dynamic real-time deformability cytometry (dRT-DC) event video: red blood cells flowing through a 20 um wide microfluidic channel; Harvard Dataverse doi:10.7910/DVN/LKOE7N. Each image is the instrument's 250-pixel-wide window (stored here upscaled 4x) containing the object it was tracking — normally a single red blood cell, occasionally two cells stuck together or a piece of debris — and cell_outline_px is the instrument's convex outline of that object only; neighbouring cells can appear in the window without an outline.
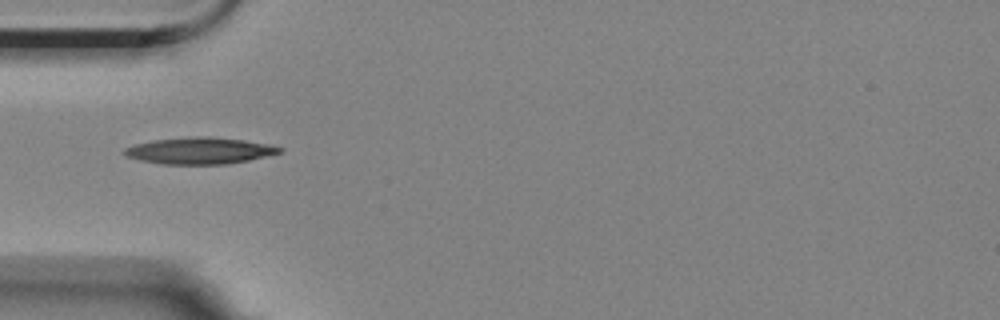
{"species": "Egyptian fruit bat (a non-hibernating species)", "species_latin": "Rousettus aegyptiacus", "temperature_condition": "room temperature", "stored_images_in_passage": 5, "camera_frame_rate_fps": 3000, "um_per_image_px": 0.085, "animal": {"sex": "female"}, "frame": {"image": 1, "passage_image": 1, "time_ms": 0.0, "image_size_px": [1000, 320], "cell_outline_px": [[284, 148], [280, 152], [248, 160], [228, 164], [160, 164], [140, 160], [124, 156], [120, 152], [124, 148], [136, 144], [152, 140], [196, 136], [208, 136], [244, 140], [268, 144]], "centroid_in_image_um": [16.9, 12.81], "position_along_channel_um": 68.1, "area_um2": 24.04}}
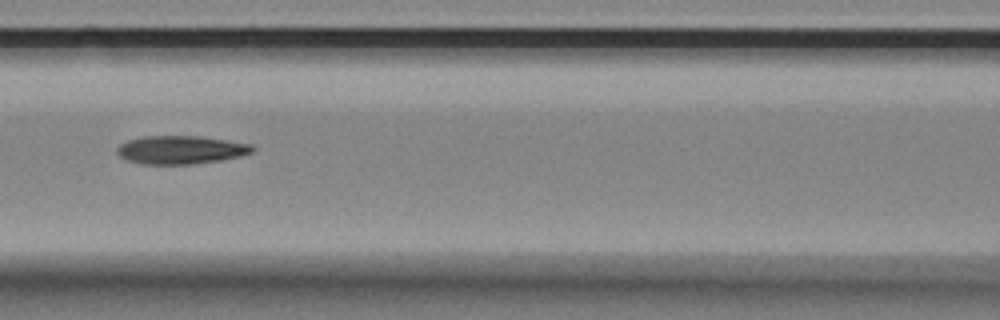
{"frame": {"image": 2, "passage_image": 3, "time_ms": 2.333, "image_size_px": [1000, 320], "cell_outline_px": [[256, 148], [252, 152], [240, 156], [220, 160], [192, 164], [144, 164], [128, 160], [120, 156], [116, 152], [116, 148], [120, 144], [128, 140], [144, 136], [200, 136], [252, 144]], "centroid_in_image_um": [15.37, 12.73], "position_along_channel_um": 151.2, "area_um2": 22.25}}
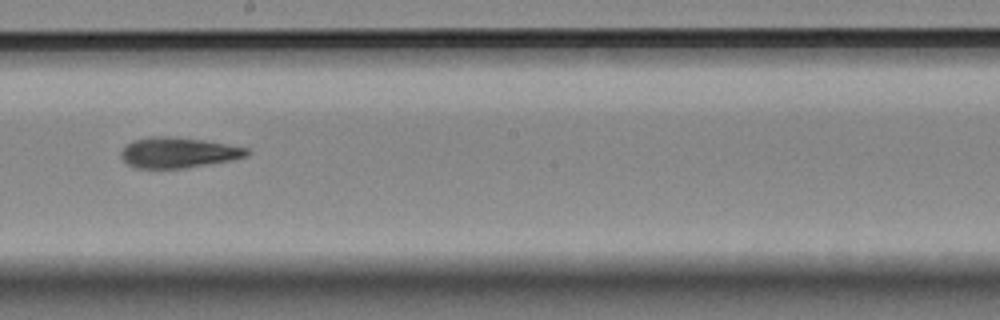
{"frame": {"image": 3, "passage_image": 5, "time_ms": 4.667, "image_size_px": [1000, 320], "cell_outline_px": [[252, 152], [248, 156], [232, 160], [184, 168], [136, 168], [128, 164], [120, 156], [120, 152], [128, 144], [136, 140], [152, 136], [164, 136], [204, 140], [248, 148]], "centroid_in_image_um": [15.19, 12.98], "position_along_channel_um": 233.0, "area_um2": 22.2}}